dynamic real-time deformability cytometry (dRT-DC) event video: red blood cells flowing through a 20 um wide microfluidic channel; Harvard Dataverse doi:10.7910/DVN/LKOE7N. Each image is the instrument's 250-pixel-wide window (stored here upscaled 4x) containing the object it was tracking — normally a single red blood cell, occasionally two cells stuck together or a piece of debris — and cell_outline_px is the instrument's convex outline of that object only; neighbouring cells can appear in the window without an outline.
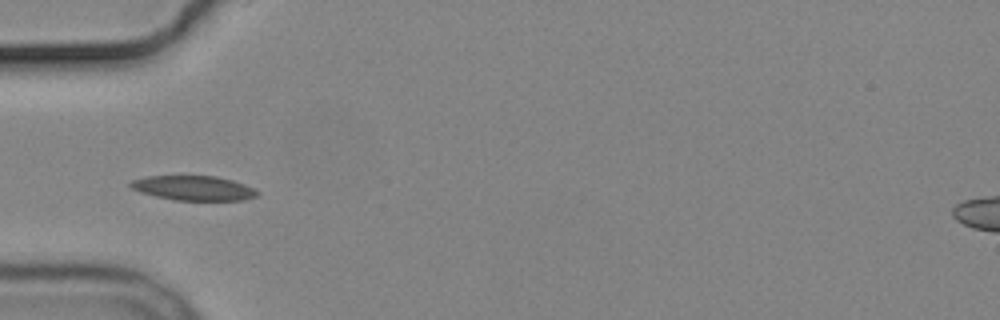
{"species": "common noctule bat (a hibernating species)", "species_latin": "Nyctalus noctula", "temperature_condition": "cold", "stored_images_in_passage": 8, "camera_frame_rate_fps": 3000, "um_per_image_px": 0.085, "animal": {"sex": "male", "body_mass_g": 19.2, "forearm_length_mm": 51.8}, "frame": {"image": 1, "passage_image": 4, "time_ms": 4.333, "image_size_px": [1000, 320], "cell_outline_px": [[260, 192], [256, 196], [244, 200], [176, 200], [156, 196], [140, 192], [132, 188], [128, 184], [132, 180], [148, 176], [216, 176], [232, 180], [244, 184]], "centroid_in_image_um": [16.45, 15.98], "position_along_channel_um": 68.5, "area_um2": 18.03}}
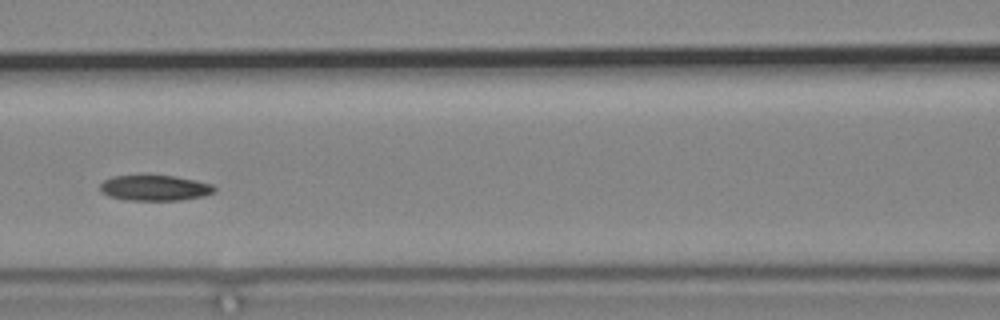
{"frame": {"image": 2, "passage_image": 6, "time_ms": 6.667, "image_size_px": [1000, 320], "cell_outline_px": [[216, 192], [204, 196], [180, 200], [124, 200], [108, 196], [100, 192], [100, 184], [104, 180], [112, 176], [176, 176], [196, 180], [212, 184], [216, 188]], "centroid_in_image_um": [13.16, 15.98], "position_along_channel_um": 153.4, "area_um2": 17.11}}
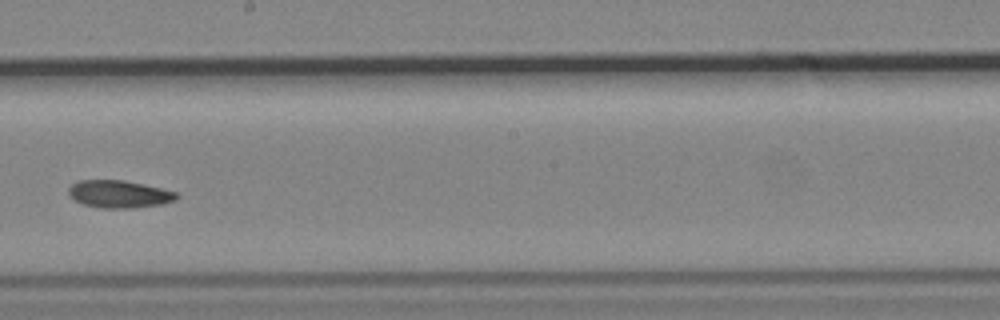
{"frame": {"image": 3, "passage_image": 8, "time_ms": 9.0, "image_size_px": [1000, 320], "cell_outline_px": [[180, 196], [176, 200], [160, 204], [132, 208], [100, 208], [84, 204], [76, 200], [68, 192], [68, 188], [72, 184], [80, 180], [124, 180], [160, 188], [176, 192]], "centroid_in_image_um": [10.14, 16.49], "position_along_channel_um": 238.1, "area_um2": 17.11}}